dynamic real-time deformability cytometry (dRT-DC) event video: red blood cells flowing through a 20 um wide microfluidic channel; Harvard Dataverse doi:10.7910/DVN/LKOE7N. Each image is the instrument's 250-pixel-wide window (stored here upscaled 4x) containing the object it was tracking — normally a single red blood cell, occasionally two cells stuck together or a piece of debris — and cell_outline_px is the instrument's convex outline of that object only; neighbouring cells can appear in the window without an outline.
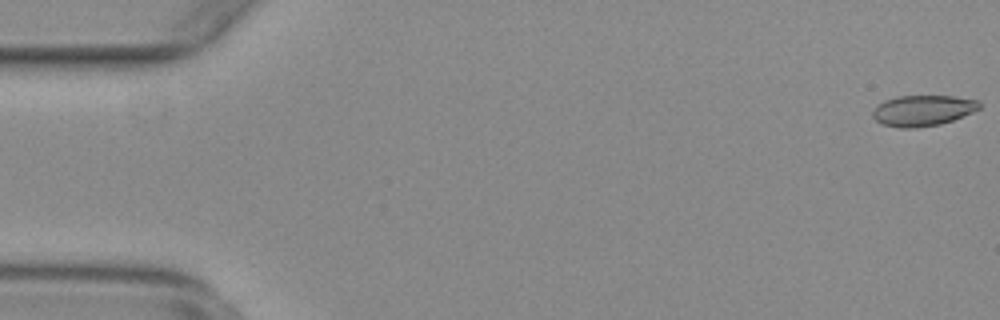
{"species": "common noctule bat (a hibernating species)", "species_latin": "Nyctalus noctula", "temperature_condition": "warm", "stored_images_in_passage": 55, "camera_frame_rate_fps": 3000, "um_per_image_px": 0.085, "animal": {"sex": "female", "body_mass_g": 29.2, "forearm_length_mm": 56.3}, "frame": {"image": 1, "passage_image": 1, "time_ms": 0.0, "image_size_px": [1000, 320], "cell_outline_px": [[980, 108], [972, 112], [952, 120], [940, 124], [912, 128], [900, 128], [880, 124], [872, 116], [872, 112], [884, 100], [896, 96], [952, 96], [980, 100]], "centroid_in_image_um": [78.43, 9.39], "position_along_channel_um": 6.6, "area_um2": 19.07}}
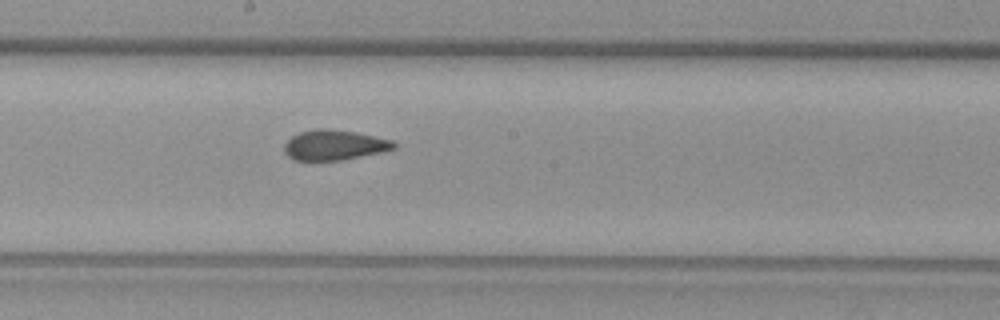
{"frame": {"image": 2, "passage_image": 30, "time_ms": 9.667, "image_size_px": [1000, 320], "cell_outline_px": [[396, 148], [380, 152], [344, 160], [292, 160], [284, 152], [284, 144], [292, 136], [300, 132], [316, 128], [328, 128], [356, 132], [392, 140], [396, 144]], "centroid_in_image_um": [28.4, 12.32], "position_along_channel_um": 219.8, "area_um2": 19.31}}
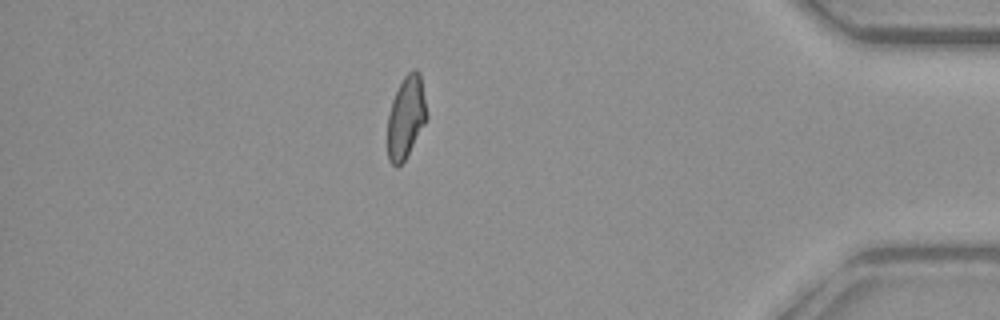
{"frame": {"image": 3, "passage_image": 48, "time_ms": 15.667, "image_size_px": [1000, 320], "cell_outline_px": [[428, 120], [404, 160], [396, 168], [388, 160], [388, 116], [392, 100], [404, 76], [412, 68], [416, 68], [420, 72], [428, 116]], "centroid_in_image_um": [34.53, 9.95], "position_along_channel_um": 400.7, "area_um2": 18.9}, "authors_computed_cell_mechanics": {"area_um2": 19.4786, "velocity_mm_per_s": 3.7657, "shape_relaxation_time_tau1_ms": null, "shape_relaxation_time_tau2_ms": 1.3024, "deformation_change_tau1": null, "deformation_change_tau2": 0.0542}}